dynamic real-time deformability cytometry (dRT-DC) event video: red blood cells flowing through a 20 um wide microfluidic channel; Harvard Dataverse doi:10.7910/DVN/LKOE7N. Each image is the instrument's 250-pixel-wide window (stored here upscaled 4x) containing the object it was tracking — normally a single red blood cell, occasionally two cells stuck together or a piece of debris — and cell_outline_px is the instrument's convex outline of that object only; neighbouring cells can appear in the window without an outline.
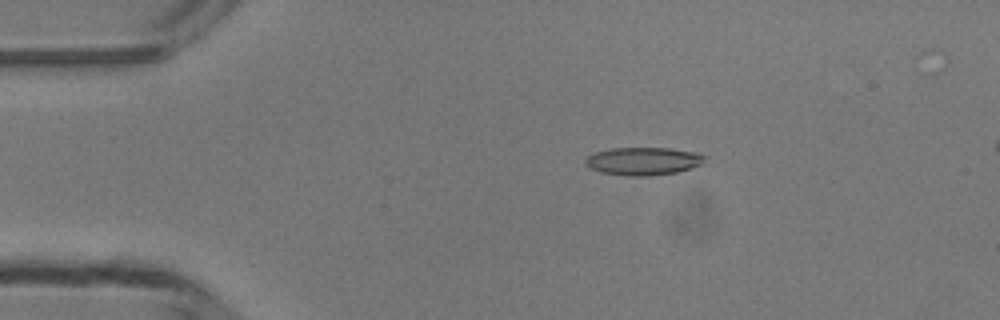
{"species": "common noctule bat (a hibernating species)", "species_latin": "Nyctalus noctula", "temperature_condition": "room temperature", "stored_images_in_passage": 47, "camera_frame_rate_fps": 3000, "um_per_image_px": 0.085, "animal": {"sex": "male", "body_mass_g": 13.3}, "frame": {"image": 1, "passage_image": 10, "time_ms": 3.0, "image_size_px": [1000, 320], "cell_outline_px": [[704, 160], [700, 164], [692, 168], [676, 172], [648, 176], [628, 176], [600, 172], [588, 168], [584, 164], [584, 160], [588, 156], [596, 152], [612, 148], [668, 148], [696, 152], [704, 156]], "centroid_in_image_um": [54.63, 13.7], "position_along_channel_um": 30.4, "area_um2": 19.36}}
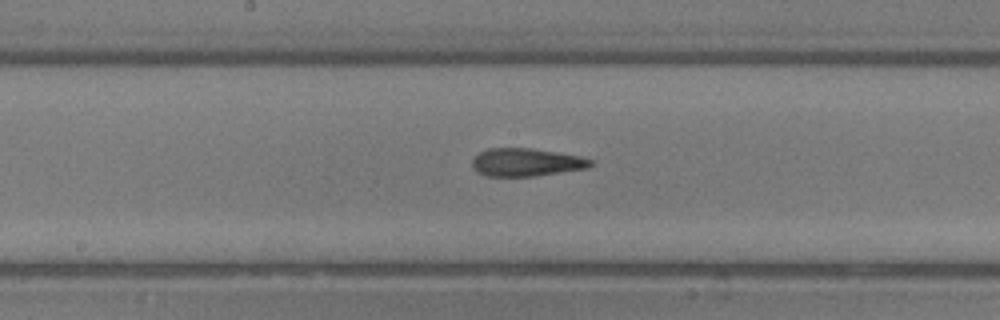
{"frame": {"image": 2, "passage_image": 26, "time_ms": 8.333, "image_size_px": [1000, 320], "cell_outline_px": [[592, 164], [588, 168], [532, 176], [488, 176], [476, 172], [472, 168], [472, 160], [480, 152], [488, 148], [532, 148], [580, 156], [592, 160]], "centroid_in_image_um": [44.7, 13.79], "position_along_channel_um": 203.5, "area_um2": 19.19}}
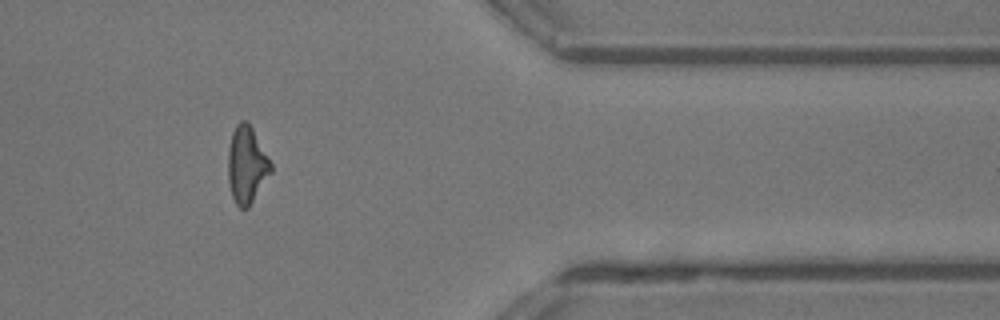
{"frame": {"image": 3, "passage_image": 41, "time_ms": 13.333, "image_size_px": [1000, 320], "cell_outline_px": [[272, 172], [248, 208], [240, 208], [236, 204], [232, 196], [228, 180], [228, 148], [232, 132], [236, 124], [240, 120], [244, 120], [252, 128], [272, 164]], "centroid_in_image_um": [20.96, 14.02], "position_along_channel_um": 390.4, "area_um2": 19.13}}